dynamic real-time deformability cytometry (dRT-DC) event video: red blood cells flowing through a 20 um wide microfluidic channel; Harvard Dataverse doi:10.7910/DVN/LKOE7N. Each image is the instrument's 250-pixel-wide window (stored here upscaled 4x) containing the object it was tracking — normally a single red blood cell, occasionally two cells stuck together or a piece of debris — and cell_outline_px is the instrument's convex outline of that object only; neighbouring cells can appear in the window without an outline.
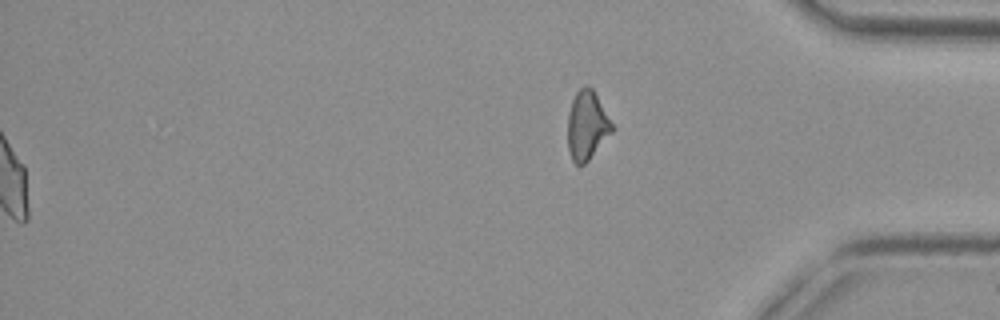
{"species": "common noctule bat (a hibernating species)", "species_latin": "Nyctalus noctula", "temperature_condition": "cold", "stored_images_in_passage": 55, "segment_of_instrument_passage": [2, 2], "camera_frame_rate_fps": 3000, "um_per_image_px": 0.085, "animal": {"sex": "female", "body_mass_g": 29.2, "forearm_length_mm": 56.3}, "frame": {"image": 1, "passage_image": 55, "time_ms": 18.0, "image_size_px": [1000, 320], "cell_outline_px": [[616, 128], [588, 160], [584, 164], [576, 164], [572, 160], [568, 148], [568, 112], [572, 100], [576, 92], [584, 84], [588, 84], [592, 88]], "centroid_in_image_um": [49.9, 10.63], "position_along_channel_um": 385.3, "area_um2": 17.86}}